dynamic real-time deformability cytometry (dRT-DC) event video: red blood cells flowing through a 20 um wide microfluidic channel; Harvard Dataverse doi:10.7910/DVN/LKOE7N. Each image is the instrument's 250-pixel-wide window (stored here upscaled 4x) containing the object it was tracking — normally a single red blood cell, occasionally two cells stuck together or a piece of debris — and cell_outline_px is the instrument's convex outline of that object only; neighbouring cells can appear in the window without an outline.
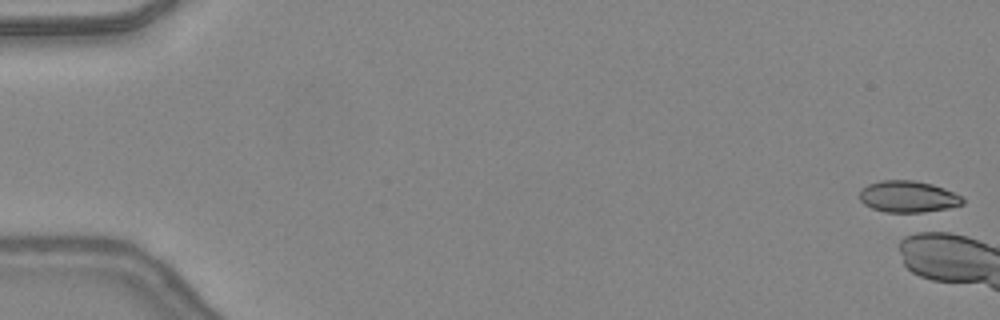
{"species": "common noctule bat (a hibernating species)", "species_latin": "Nyctalus noctula", "temperature_condition": "warm", "stored_images_in_passage": 2, "camera_frame_rate_fps": 3000, "um_per_image_px": 0.085, "animal": {"sex": "female", "body_mass_g": 24.6, "forearm_length_mm": 56.2}, "frame": {"image": 1, "passage_image": 1, "time_ms": 0.0, "image_size_px": [1000, 320], "cell_outline_px": [[964, 204], [916, 216], [884, 212], [872, 208], [864, 204], [860, 200], [860, 188], [868, 184], [880, 180], [916, 180], [932, 184], [944, 188], [964, 196]], "centroid_in_image_um": [77.22, 16.76], "position_along_channel_um": 7.8, "area_um2": 20.0}}